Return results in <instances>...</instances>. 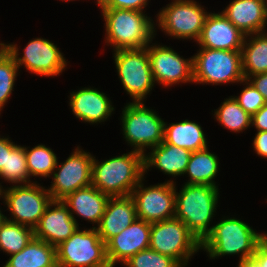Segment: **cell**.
<instances>
[{"instance_id": "obj_36", "label": "cell", "mask_w": 267, "mask_h": 267, "mask_svg": "<svg viewBox=\"0 0 267 267\" xmlns=\"http://www.w3.org/2000/svg\"><path fill=\"white\" fill-rule=\"evenodd\" d=\"M252 144L257 155L267 158V131H257Z\"/></svg>"}, {"instance_id": "obj_27", "label": "cell", "mask_w": 267, "mask_h": 267, "mask_svg": "<svg viewBox=\"0 0 267 267\" xmlns=\"http://www.w3.org/2000/svg\"><path fill=\"white\" fill-rule=\"evenodd\" d=\"M208 147L191 153L184 175L188 181L184 184L212 185L218 187L214 181L219 169V158L208 151Z\"/></svg>"}, {"instance_id": "obj_45", "label": "cell", "mask_w": 267, "mask_h": 267, "mask_svg": "<svg viewBox=\"0 0 267 267\" xmlns=\"http://www.w3.org/2000/svg\"><path fill=\"white\" fill-rule=\"evenodd\" d=\"M264 2H265L266 11H267V0H264Z\"/></svg>"}, {"instance_id": "obj_11", "label": "cell", "mask_w": 267, "mask_h": 267, "mask_svg": "<svg viewBox=\"0 0 267 267\" xmlns=\"http://www.w3.org/2000/svg\"><path fill=\"white\" fill-rule=\"evenodd\" d=\"M114 52L117 74L132 102H143L154 87L147 47Z\"/></svg>"}, {"instance_id": "obj_43", "label": "cell", "mask_w": 267, "mask_h": 267, "mask_svg": "<svg viewBox=\"0 0 267 267\" xmlns=\"http://www.w3.org/2000/svg\"><path fill=\"white\" fill-rule=\"evenodd\" d=\"M5 221V215L2 213L0 209V225Z\"/></svg>"}, {"instance_id": "obj_17", "label": "cell", "mask_w": 267, "mask_h": 267, "mask_svg": "<svg viewBox=\"0 0 267 267\" xmlns=\"http://www.w3.org/2000/svg\"><path fill=\"white\" fill-rule=\"evenodd\" d=\"M78 227L67 205L62 200H52L34 228V237L57 247Z\"/></svg>"}, {"instance_id": "obj_44", "label": "cell", "mask_w": 267, "mask_h": 267, "mask_svg": "<svg viewBox=\"0 0 267 267\" xmlns=\"http://www.w3.org/2000/svg\"><path fill=\"white\" fill-rule=\"evenodd\" d=\"M102 2L103 0H96V3L98 4V6H100Z\"/></svg>"}, {"instance_id": "obj_28", "label": "cell", "mask_w": 267, "mask_h": 267, "mask_svg": "<svg viewBox=\"0 0 267 267\" xmlns=\"http://www.w3.org/2000/svg\"><path fill=\"white\" fill-rule=\"evenodd\" d=\"M7 136V160L6 168L0 170V179L11 183L12 185L16 184H30L33 181L30 180L26 155H25V146L15 144ZM14 183V184H13ZM0 188L3 186L0 183Z\"/></svg>"}, {"instance_id": "obj_35", "label": "cell", "mask_w": 267, "mask_h": 267, "mask_svg": "<svg viewBox=\"0 0 267 267\" xmlns=\"http://www.w3.org/2000/svg\"><path fill=\"white\" fill-rule=\"evenodd\" d=\"M148 2V0H103L100 8L143 11L148 5Z\"/></svg>"}, {"instance_id": "obj_34", "label": "cell", "mask_w": 267, "mask_h": 267, "mask_svg": "<svg viewBox=\"0 0 267 267\" xmlns=\"http://www.w3.org/2000/svg\"><path fill=\"white\" fill-rule=\"evenodd\" d=\"M241 84L246 86H244L240 96L233 97L250 116H253L267 102L248 79L241 81Z\"/></svg>"}, {"instance_id": "obj_6", "label": "cell", "mask_w": 267, "mask_h": 267, "mask_svg": "<svg viewBox=\"0 0 267 267\" xmlns=\"http://www.w3.org/2000/svg\"><path fill=\"white\" fill-rule=\"evenodd\" d=\"M193 82L196 84L241 83L245 79L241 50L199 48L193 56Z\"/></svg>"}, {"instance_id": "obj_26", "label": "cell", "mask_w": 267, "mask_h": 267, "mask_svg": "<svg viewBox=\"0 0 267 267\" xmlns=\"http://www.w3.org/2000/svg\"><path fill=\"white\" fill-rule=\"evenodd\" d=\"M245 79L267 72V32L245 35L241 48Z\"/></svg>"}, {"instance_id": "obj_39", "label": "cell", "mask_w": 267, "mask_h": 267, "mask_svg": "<svg viewBox=\"0 0 267 267\" xmlns=\"http://www.w3.org/2000/svg\"><path fill=\"white\" fill-rule=\"evenodd\" d=\"M254 257L262 267H267V236L257 245Z\"/></svg>"}, {"instance_id": "obj_8", "label": "cell", "mask_w": 267, "mask_h": 267, "mask_svg": "<svg viewBox=\"0 0 267 267\" xmlns=\"http://www.w3.org/2000/svg\"><path fill=\"white\" fill-rule=\"evenodd\" d=\"M58 267H111L106 256V243L93 226L80 227L56 247Z\"/></svg>"}, {"instance_id": "obj_15", "label": "cell", "mask_w": 267, "mask_h": 267, "mask_svg": "<svg viewBox=\"0 0 267 267\" xmlns=\"http://www.w3.org/2000/svg\"><path fill=\"white\" fill-rule=\"evenodd\" d=\"M150 44L146 47L155 83L164 87L193 83V57L185 59L166 45Z\"/></svg>"}, {"instance_id": "obj_29", "label": "cell", "mask_w": 267, "mask_h": 267, "mask_svg": "<svg viewBox=\"0 0 267 267\" xmlns=\"http://www.w3.org/2000/svg\"><path fill=\"white\" fill-rule=\"evenodd\" d=\"M214 119L224 128L240 133L251 126V117L234 99L233 96L224 99L218 109H214Z\"/></svg>"}, {"instance_id": "obj_25", "label": "cell", "mask_w": 267, "mask_h": 267, "mask_svg": "<svg viewBox=\"0 0 267 267\" xmlns=\"http://www.w3.org/2000/svg\"><path fill=\"white\" fill-rule=\"evenodd\" d=\"M3 267H58L56 247L33 237L22 251L10 255Z\"/></svg>"}, {"instance_id": "obj_19", "label": "cell", "mask_w": 267, "mask_h": 267, "mask_svg": "<svg viewBox=\"0 0 267 267\" xmlns=\"http://www.w3.org/2000/svg\"><path fill=\"white\" fill-rule=\"evenodd\" d=\"M70 109L81 121L98 124L105 122L115 111L108 95L94 87H85L70 92Z\"/></svg>"}, {"instance_id": "obj_31", "label": "cell", "mask_w": 267, "mask_h": 267, "mask_svg": "<svg viewBox=\"0 0 267 267\" xmlns=\"http://www.w3.org/2000/svg\"><path fill=\"white\" fill-rule=\"evenodd\" d=\"M25 155L29 176L51 177L58 158L50 147L44 144H38L31 149L25 147Z\"/></svg>"}, {"instance_id": "obj_9", "label": "cell", "mask_w": 267, "mask_h": 267, "mask_svg": "<svg viewBox=\"0 0 267 267\" xmlns=\"http://www.w3.org/2000/svg\"><path fill=\"white\" fill-rule=\"evenodd\" d=\"M3 198L11 218L5 220L25 225L34 229L46 207L52 201L48 189L34 181L30 184L13 185L1 189Z\"/></svg>"}, {"instance_id": "obj_20", "label": "cell", "mask_w": 267, "mask_h": 267, "mask_svg": "<svg viewBox=\"0 0 267 267\" xmlns=\"http://www.w3.org/2000/svg\"><path fill=\"white\" fill-rule=\"evenodd\" d=\"M137 219L136 206L131 196L110 197L100 224L96 226L99 236L107 243Z\"/></svg>"}, {"instance_id": "obj_32", "label": "cell", "mask_w": 267, "mask_h": 267, "mask_svg": "<svg viewBox=\"0 0 267 267\" xmlns=\"http://www.w3.org/2000/svg\"><path fill=\"white\" fill-rule=\"evenodd\" d=\"M18 71L19 68L10 52L0 57V114L14 91Z\"/></svg>"}, {"instance_id": "obj_14", "label": "cell", "mask_w": 267, "mask_h": 267, "mask_svg": "<svg viewBox=\"0 0 267 267\" xmlns=\"http://www.w3.org/2000/svg\"><path fill=\"white\" fill-rule=\"evenodd\" d=\"M17 44L9 43V52L20 69L24 66L31 74L41 76H58L67 66V61L53 42L44 38H35L28 42L19 57Z\"/></svg>"}, {"instance_id": "obj_24", "label": "cell", "mask_w": 267, "mask_h": 267, "mask_svg": "<svg viewBox=\"0 0 267 267\" xmlns=\"http://www.w3.org/2000/svg\"><path fill=\"white\" fill-rule=\"evenodd\" d=\"M164 124V142L191 152L208 147L206 135L200 124L185 119L177 123Z\"/></svg>"}, {"instance_id": "obj_33", "label": "cell", "mask_w": 267, "mask_h": 267, "mask_svg": "<svg viewBox=\"0 0 267 267\" xmlns=\"http://www.w3.org/2000/svg\"><path fill=\"white\" fill-rule=\"evenodd\" d=\"M122 265L125 267H182L175 259L151 248L139 251Z\"/></svg>"}, {"instance_id": "obj_1", "label": "cell", "mask_w": 267, "mask_h": 267, "mask_svg": "<svg viewBox=\"0 0 267 267\" xmlns=\"http://www.w3.org/2000/svg\"><path fill=\"white\" fill-rule=\"evenodd\" d=\"M144 155L131 150L102 162L94 156L91 185L109 197L130 196L144 178Z\"/></svg>"}, {"instance_id": "obj_2", "label": "cell", "mask_w": 267, "mask_h": 267, "mask_svg": "<svg viewBox=\"0 0 267 267\" xmlns=\"http://www.w3.org/2000/svg\"><path fill=\"white\" fill-rule=\"evenodd\" d=\"M212 226L201 242V249L207 252L210 259L240 254V263L253 257L257 245L267 236V233H257L248 223L235 217H223Z\"/></svg>"}, {"instance_id": "obj_42", "label": "cell", "mask_w": 267, "mask_h": 267, "mask_svg": "<svg viewBox=\"0 0 267 267\" xmlns=\"http://www.w3.org/2000/svg\"><path fill=\"white\" fill-rule=\"evenodd\" d=\"M9 52V44L0 43V57L6 55Z\"/></svg>"}, {"instance_id": "obj_37", "label": "cell", "mask_w": 267, "mask_h": 267, "mask_svg": "<svg viewBox=\"0 0 267 267\" xmlns=\"http://www.w3.org/2000/svg\"><path fill=\"white\" fill-rule=\"evenodd\" d=\"M251 126L257 131H267V103L251 117Z\"/></svg>"}, {"instance_id": "obj_5", "label": "cell", "mask_w": 267, "mask_h": 267, "mask_svg": "<svg viewBox=\"0 0 267 267\" xmlns=\"http://www.w3.org/2000/svg\"><path fill=\"white\" fill-rule=\"evenodd\" d=\"M121 122L123 138L133 151L145 155L146 147L151 149L164 140V120L156 110L143 102H129L122 108Z\"/></svg>"}, {"instance_id": "obj_30", "label": "cell", "mask_w": 267, "mask_h": 267, "mask_svg": "<svg viewBox=\"0 0 267 267\" xmlns=\"http://www.w3.org/2000/svg\"><path fill=\"white\" fill-rule=\"evenodd\" d=\"M34 237L31 227L5 220L0 225V251L8 256L22 251Z\"/></svg>"}, {"instance_id": "obj_16", "label": "cell", "mask_w": 267, "mask_h": 267, "mask_svg": "<svg viewBox=\"0 0 267 267\" xmlns=\"http://www.w3.org/2000/svg\"><path fill=\"white\" fill-rule=\"evenodd\" d=\"M151 223L137 218L129 227L106 243L108 263L114 267L123 264L139 251L149 248Z\"/></svg>"}, {"instance_id": "obj_22", "label": "cell", "mask_w": 267, "mask_h": 267, "mask_svg": "<svg viewBox=\"0 0 267 267\" xmlns=\"http://www.w3.org/2000/svg\"><path fill=\"white\" fill-rule=\"evenodd\" d=\"M109 198L108 195L102 193L93 185H90L77 189L62 201L67 205L78 226L79 223L75 218V214L88 220V222H92L96 228V225L98 226L100 224Z\"/></svg>"}, {"instance_id": "obj_4", "label": "cell", "mask_w": 267, "mask_h": 267, "mask_svg": "<svg viewBox=\"0 0 267 267\" xmlns=\"http://www.w3.org/2000/svg\"><path fill=\"white\" fill-rule=\"evenodd\" d=\"M219 188L212 185L184 184L176 191L175 217L202 242L213 226L218 207Z\"/></svg>"}, {"instance_id": "obj_13", "label": "cell", "mask_w": 267, "mask_h": 267, "mask_svg": "<svg viewBox=\"0 0 267 267\" xmlns=\"http://www.w3.org/2000/svg\"><path fill=\"white\" fill-rule=\"evenodd\" d=\"M94 156L76 147L62 163H56L48 192L52 200H63L69 194L91 185L92 162ZM59 165V166H58Z\"/></svg>"}, {"instance_id": "obj_3", "label": "cell", "mask_w": 267, "mask_h": 267, "mask_svg": "<svg viewBox=\"0 0 267 267\" xmlns=\"http://www.w3.org/2000/svg\"><path fill=\"white\" fill-rule=\"evenodd\" d=\"M146 11L128 9H101L105 21L106 45L114 51L144 48L156 36L153 19ZM151 18V19H150Z\"/></svg>"}, {"instance_id": "obj_18", "label": "cell", "mask_w": 267, "mask_h": 267, "mask_svg": "<svg viewBox=\"0 0 267 267\" xmlns=\"http://www.w3.org/2000/svg\"><path fill=\"white\" fill-rule=\"evenodd\" d=\"M245 34L221 12L209 13L205 19L199 47L227 51L241 50Z\"/></svg>"}, {"instance_id": "obj_40", "label": "cell", "mask_w": 267, "mask_h": 267, "mask_svg": "<svg viewBox=\"0 0 267 267\" xmlns=\"http://www.w3.org/2000/svg\"><path fill=\"white\" fill-rule=\"evenodd\" d=\"M7 160V137L0 136V170L6 168Z\"/></svg>"}, {"instance_id": "obj_12", "label": "cell", "mask_w": 267, "mask_h": 267, "mask_svg": "<svg viewBox=\"0 0 267 267\" xmlns=\"http://www.w3.org/2000/svg\"><path fill=\"white\" fill-rule=\"evenodd\" d=\"M144 180L140 181L130 195L135 202L137 218L154 223L175 217L176 182L167 180L144 187Z\"/></svg>"}, {"instance_id": "obj_23", "label": "cell", "mask_w": 267, "mask_h": 267, "mask_svg": "<svg viewBox=\"0 0 267 267\" xmlns=\"http://www.w3.org/2000/svg\"><path fill=\"white\" fill-rule=\"evenodd\" d=\"M150 150L144 155V174L149 171L150 167H154L172 177L184 175L191 151L169 145L164 141Z\"/></svg>"}, {"instance_id": "obj_41", "label": "cell", "mask_w": 267, "mask_h": 267, "mask_svg": "<svg viewBox=\"0 0 267 267\" xmlns=\"http://www.w3.org/2000/svg\"><path fill=\"white\" fill-rule=\"evenodd\" d=\"M238 267H262L259 261L253 256L238 263Z\"/></svg>"}, {"instance_id": "obj_21", "label": "cell", "mask_w": 267, "mask_h": 267, "mask_svg": "<svg viewBox=\"0 0 267 267\" xmlns=\"http://www.w3.org/2000/svg\"><path fill=\"white\" fill-rule=\"evenodd\" d=\"M222 13L245 35L266 31L264 0H232Z\"/></svg>"}, {"instance_id": "obj_38", "label": "cell", "mask_w": 267, "mask_h": 267, "mask_svg": "<svg viewBox=\"0 0 267 267\" xmlns=\"http://www.w3.org/2000/svg\"><path fill=\"white\" fill-rule=\"evenodd\" d=\"M248 80L262 94L265 101L267 102V72L250 76Z\"/></svg>"}, {"instance_id": "obj_10", "label": "cell", "mask_w": 267, "mask_h": 267, "mask_svg": "<svg viewBox=\"0 0 267 267\" xmlns=\"http://www.w3.org/2000/svg\"><path fill=\"white\" fill-rule=\"evenodd\" d=\"M209 12L194 0H173L156 14L155 25L174 39L198 41Z\"/></svg>"}, {"instance_id": "obj_7", "label": "cell", "mask_w": 267, "mask_h": 267, "mask_svg": "<svg viewBox=\"0 0 267 267\" xmlns=\"http://www.w3.org/2000/svg\"><path fill=\"white\" fill-rule=\"evenodd\" d=\"M149 248L175 259L182 267L201 249V242L178 218L151 223Z\"/></svg>"}]
</instances>
